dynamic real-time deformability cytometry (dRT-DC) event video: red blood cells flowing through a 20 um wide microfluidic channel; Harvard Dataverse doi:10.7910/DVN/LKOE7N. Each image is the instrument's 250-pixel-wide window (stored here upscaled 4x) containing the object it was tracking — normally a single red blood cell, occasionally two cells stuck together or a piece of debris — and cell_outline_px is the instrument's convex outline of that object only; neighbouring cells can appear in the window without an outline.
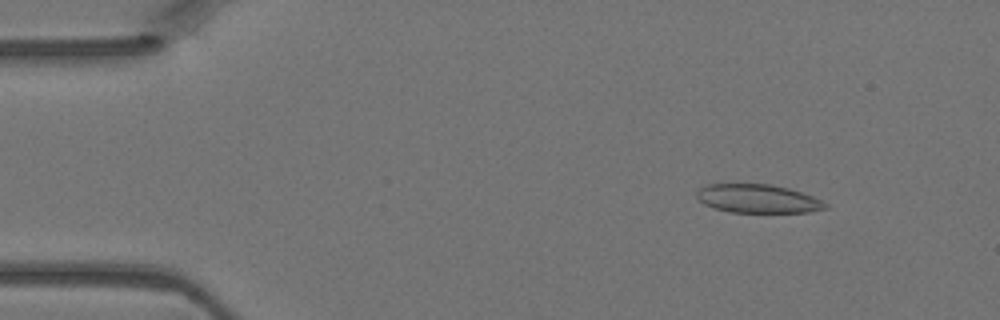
{"species": "Egyptian fruit bat (a non-hibernating species)", "species_latin": "Rousettus aegyptiacus", "temperature_condition": "warm", "stored_images_in_passage": 5, "camera_frame_rate_fps": 3000, "um_per_image_px": 0.085, "animal": {"sex": "female"}, "frame": {"image": 1, "passage_image": 2, "time_ms": 0.333, "image_size_px": [1000, 320], "cell_outline_px": [[828, 208], [812, 212], [732, 212], [712, 208], [704, 204], [696, 196], [696, 192], [700, 188], [708, 184], [772, 184], [788, 188], [812, 196], [828, 204]], "centroid_in_image_um": [64.41, 16.89], "position_along_channel_um": 20.6, "area_um2": 21.39}}